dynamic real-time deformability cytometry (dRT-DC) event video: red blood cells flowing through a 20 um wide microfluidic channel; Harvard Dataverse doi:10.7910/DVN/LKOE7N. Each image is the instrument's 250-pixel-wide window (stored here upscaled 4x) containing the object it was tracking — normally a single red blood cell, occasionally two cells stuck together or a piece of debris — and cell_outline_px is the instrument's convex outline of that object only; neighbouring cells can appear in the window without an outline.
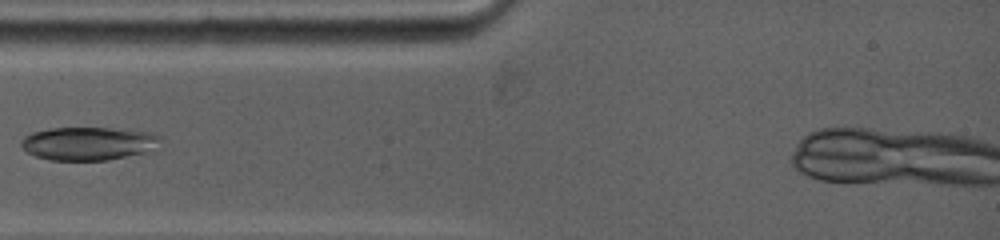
{"species": "common noctule bat (a hibernating species)", "species_latin": "Nyctalus noctula", "temperature_condition": "warm", "stored_images_in_passage": 7, "camera_frame_rate_fps": 5000, "um_per_image_px": 0.085, "animal": {"sex": "female", "body_mass_g": 19.0, "forearm_length_mm": 53.3}, "frame": {"image": 1, "passage_image": 5, "time_ms": 3.0, "image_size_px": [1000, 240], "cell_outline_px": [[160, 136], [156, 152], [108, 160], [48, 160], [36, 156], [28, 152], [20, 144], [20, 140], [24, 136], [32, 132], [52, 128], [108, 128], [144, 132]], "centroid_in_image_um": [7.54, 12.22], "position_along_channel_um": 77.5, "area_um2": 27.17}}
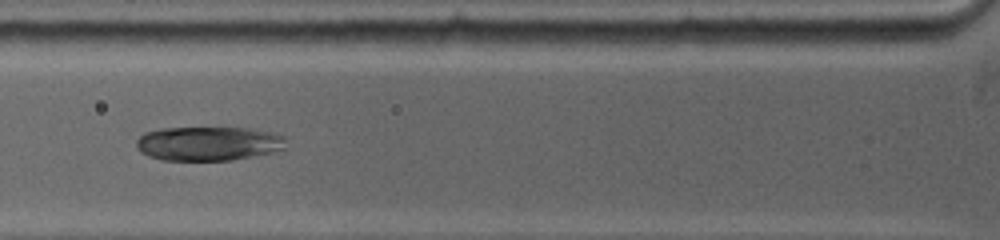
{"frame": {"image": 2, "passage_image": 6, "time_ms": 3.8, "image_size_px": [1000, 240], "cell_outline_px": [[284, 148], [272, 152], [232, 160], [160, 160], [148, 156], [140, 152], [136, 144], [136, 140], [144, 132], [164, 128], [244, 128], [284, 136]], "centroid_in_image_um": [17.63, 12.21], "position_along_channel_um": 108.2, "area_um2": 29.42}}